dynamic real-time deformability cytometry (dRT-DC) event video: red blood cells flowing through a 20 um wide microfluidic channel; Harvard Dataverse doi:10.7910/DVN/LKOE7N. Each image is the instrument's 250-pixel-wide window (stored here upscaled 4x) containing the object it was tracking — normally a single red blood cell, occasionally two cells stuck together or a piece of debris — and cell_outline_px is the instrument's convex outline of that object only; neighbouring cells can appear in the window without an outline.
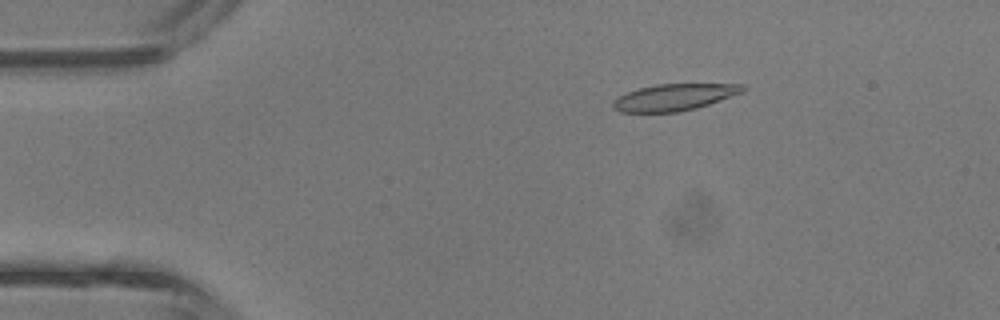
{"species": "common noctule bat (a hibernating species)", "species_latin": "Nyctalus noctula", "temperature_condition": "room temperature", "stored_images_in_passage": 42, "camera_frame_rate_fps": 3000, "um_per_image_px": 0.085, "animal": {"sex": "male", "body_mass_g": 13.3}, "frame": {"image": 1, "passage_image": 7, "time_ms": 2.0, "image_size_px": [1000, 320], "cell_outline_px": [[748, 88], [744, 92], [696, 108], [676, 112], [620, 112], [612, 108], [612, 100], [628, 92], [640, 88], [656, 84], [744, 84]], "centroid_in_image_um": [57.32, 8.26], "position_along_channel_um": 27.7, "area_um2": 20.11}}
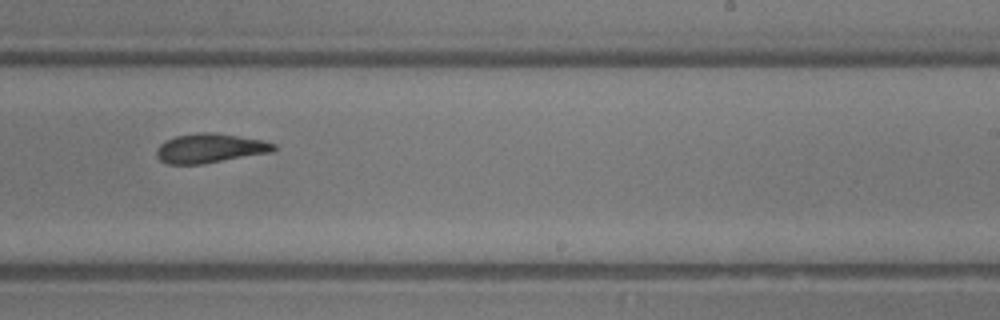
{"frame": {"image": 2, "passage_image": 26, "time_ms": 8.333, "image_size_px": [1000, 320], "cell_outline_px": [[276, 148], [272, 152], [200, 164], [168, 164], [160, 160], [156, 156], [156, 152], [160, 144], [176, 136], [200, 132], [212, 132], [240, 136], [264, 140], [276, 144]], "centroid_in_image_um": [17.87, 12.59], "position_along_channel_um": 271.1, "area_um2": 19.88}}
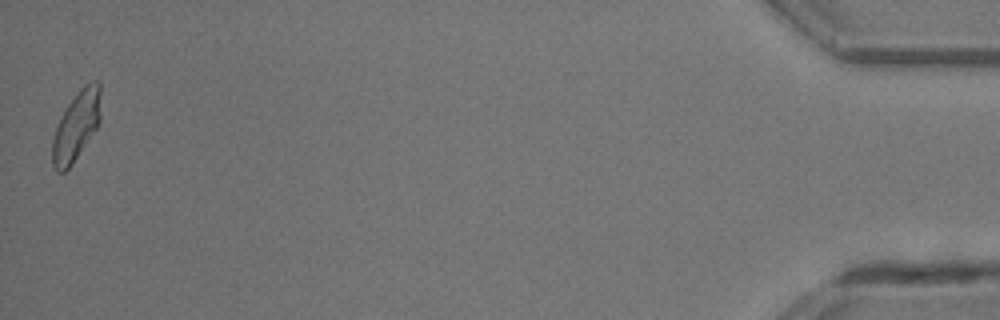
{"frame": {"image": 3, "passage_image": 42, "time_ms": 13.667, "image_size_px": [1000, 320], "cell_outline_px": [[100, 120], [96, 128], [72, 164], [64, 172], [56, 172], [52, 164], [52, 140], [60, 116], [68, 104], [80, 88], [84, 84], [92, 80], [100, 80]], "centroid_in_image_um": [6.48, 10.68], "position_along_channel_um": 428.7, "area_um2": 19.48}, "authors_computed_cell_mechanics": {"area_um2": 20.4034, "velocity_mm_per_s": 4.824, "shape_relaxation_time_tau1_ms": 4.0412, "shape_relaxation_time_tau2_ms": 1.9088, "deformation_change_tau1": 0.1632, "deformation_change_tau2": 0.0805}}